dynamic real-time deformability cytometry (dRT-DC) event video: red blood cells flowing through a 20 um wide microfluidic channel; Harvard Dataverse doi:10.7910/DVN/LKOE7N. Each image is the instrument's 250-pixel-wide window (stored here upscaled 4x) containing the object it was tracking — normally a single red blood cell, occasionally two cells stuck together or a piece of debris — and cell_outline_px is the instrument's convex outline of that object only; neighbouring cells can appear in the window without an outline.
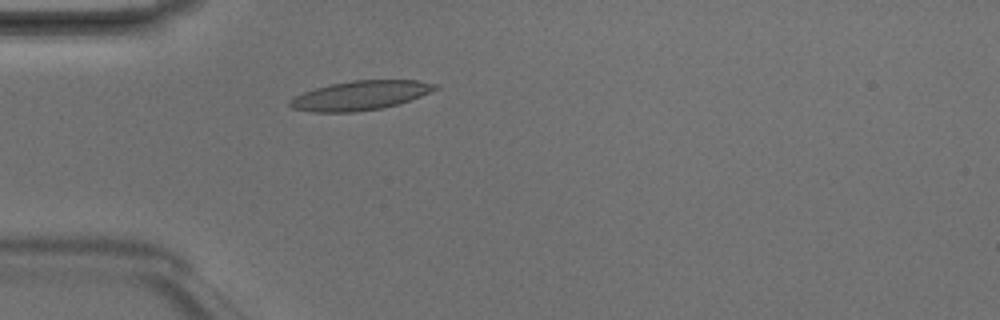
{"species": "Egyptian fruit bat (a non-hibernating species)", "species_latin": "Rousettus aegyptiacus", "temperature_condition": "room temperature", "stored_images_in_passage": 3, "camera_frame_rate_fps": 3000, "um_per_image_px": 0.085, "animal": {"sex": "male"}, "frame": {"image": 1, "passage_image": 3, "time_ms": 0.667, "image_size_px": [1000, 320], "cell_outline_px": [[440, 88], [400, 104], [384, 108], [356, 112], [312, 112], [292, 108], [288, 104], [288, 100], [304, 92], [316, 88], [332, 84], [352, 80], [416, 80], [440, 84]], "centroid_in_image_um": [30.66, 8.12], "position_along_channel_um": 54.3, "area_um2": 24.91}}